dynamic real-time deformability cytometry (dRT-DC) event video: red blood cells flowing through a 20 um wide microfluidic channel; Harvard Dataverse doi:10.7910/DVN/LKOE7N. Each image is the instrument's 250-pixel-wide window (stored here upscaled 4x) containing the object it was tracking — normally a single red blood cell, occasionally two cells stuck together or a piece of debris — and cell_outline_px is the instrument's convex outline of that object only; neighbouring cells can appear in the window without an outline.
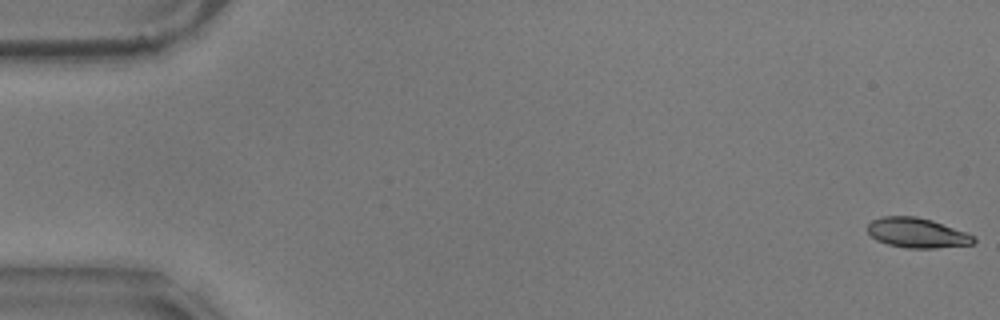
{"species": "common noctule bat (a hibernating species)", "species_latin": "Nyctalus noctula", "temperature_condition": "warm", "stored_images_in_passage": 28, "camera_frame_rate_fps": 3000, "um_per_image_px": 0.085, "animal": {"sex": "male", "body_mass_g": 17.9}, "frame": {"image": 1, "passage_image": 1, "time_ms": 0.0, "image_size_px": [1000, 320], "cell_outline_px": [[976, 240], [972, 244], [936, 248], [904, 248], [888, 244], [876, 240], [868, 232], [868, 224], [872, 220], [884, 216], [916, 216], [932, 220], [976, 236]], "centroid_in_image_um": [77.95, 19.79], "position_along_channel_um": 7.0, "area_um2": 18.44}}
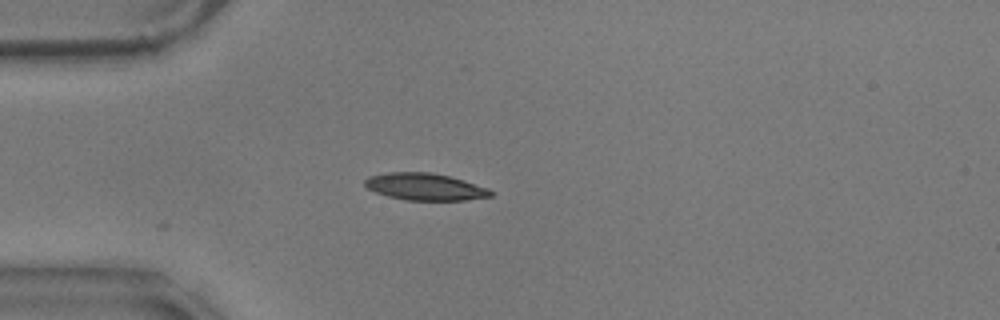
{"frame": {"image": 2, "passage_image": 16, "time_ms": 5.0, "image_size_px": [1000, 320], "cell_outline_px": [[492, 196], [464, 200], [404, 200], [388, 196], [376, 192], [368, 188], [364, 184], [364, 180], [368, 176], [388, 172], [432, 172], [464, 180], [488, 188], [492, 192]], "centroid_in_image_um": [36.1, 15.87], "position_along_channel_um": 48.9, "area_um2": 19.77}}
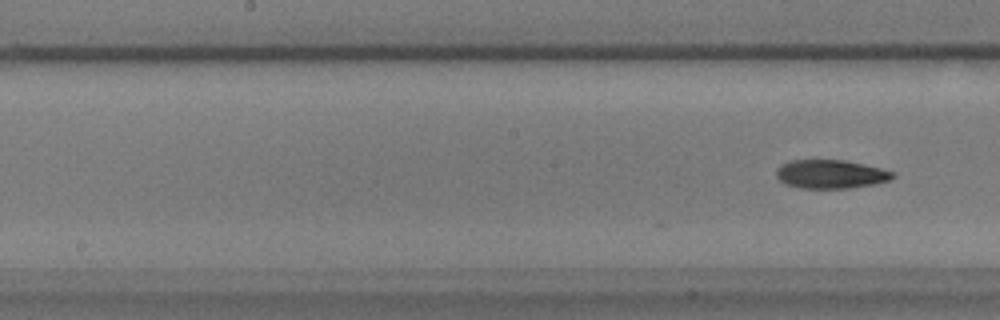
{"frame": {"image": 3, "passage_image": 28, "time_ms": 9.0, "image_size_px": [1000, 320], "cell_outline_px": [[896, 176], [888, 180], [872, 184], [848, 188], [800, 188], [784, 184], [776, 176], [776, 168], [780, 164], [792, 160], [844, 160], [864, 164], [896, 172]], "centroid_in_image_um": [70.58, 14.79], "position_along_channel_um": 177.6, "area_um2": 19.48}}